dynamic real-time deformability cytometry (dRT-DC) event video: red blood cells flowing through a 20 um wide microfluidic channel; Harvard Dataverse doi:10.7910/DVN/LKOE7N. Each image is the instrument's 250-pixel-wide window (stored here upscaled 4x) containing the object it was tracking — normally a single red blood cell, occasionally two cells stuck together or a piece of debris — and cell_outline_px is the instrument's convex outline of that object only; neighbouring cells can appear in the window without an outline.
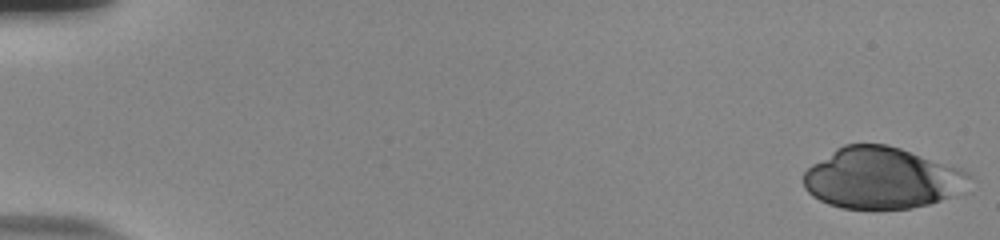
{"species": "human", "species_latin": "Homo sapiens", "temperature_condition": "room temperature", "stored_images_in_passage": 14, "camera_frame_rate_fps": 3000, "um_per_image_px": 0.085, "donor": {"sex": "male"}, "frame": {"image": 1, "passage_image": 1, "time_ms": 0.0, "image_size_px": [1000, 240], "cell_outline_px": [[972, 176], [948, 196], [940, 200], [928, 204], [912, 208], [840, 208], [828, 204], [812, 196], [804, 188], [804, 172], [812, 164], [836, 148], [844, 144], [888, 144], [960, 168], [968, 172]], "centroid_in_image_um": [74.86, 15.12], "position_along_channel_um": 10.1, "area_um2": 58.32}}